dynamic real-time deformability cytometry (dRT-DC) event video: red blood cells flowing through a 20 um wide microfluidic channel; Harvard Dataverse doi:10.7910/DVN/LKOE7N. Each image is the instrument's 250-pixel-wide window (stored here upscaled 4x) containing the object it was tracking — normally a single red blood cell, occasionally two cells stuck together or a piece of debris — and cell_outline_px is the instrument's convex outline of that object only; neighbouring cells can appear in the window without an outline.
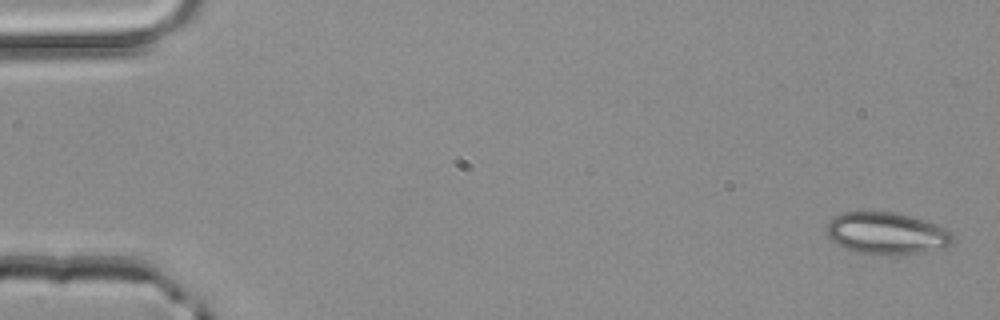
{"species": "common noctule bat (a hibernating species)", "species_latin": "Nyctalus noctula", "temperature_condition": "room temperature", "stored_images_in_passage": 3, "camera_frame_rate_fps": 3000, "um_per_image_px": 0.085, "animal": {"sex": "male", "body_mass_g": 20.4}, "frame": {"image": 1, "passage_image": 1, "time_ms": 0.0, "image_size_px": [1000, 320], "cell_outline_px": [[956, 240], [952, 244], [944, 248], [924, 252], [856, 252], [836, 244], [828, 236], [828, 220], [844, 212], [896, 212], [912, 216], [936, 224], [952, 232]], "centroid_in_image_um": [75.41, 19.79], "position_along_channel_um": 9.6, "area_um2": 30.17}}